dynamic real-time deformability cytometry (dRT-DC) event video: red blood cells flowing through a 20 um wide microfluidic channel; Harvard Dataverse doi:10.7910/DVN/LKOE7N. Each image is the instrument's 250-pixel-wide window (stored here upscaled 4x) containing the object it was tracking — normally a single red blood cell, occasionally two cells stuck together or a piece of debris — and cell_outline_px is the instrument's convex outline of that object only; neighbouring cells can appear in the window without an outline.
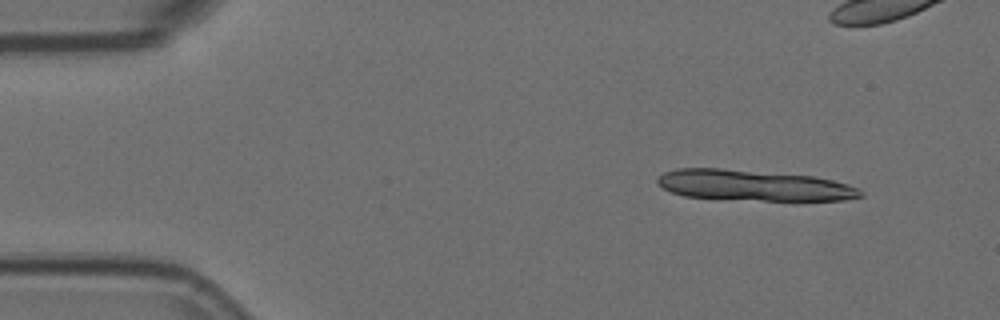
{"species": "Egyptian fruit bat (a non-hibernating species)", "species_latin": "Rousettus aegyptiacus", "temperature_condition": "room temperature", "stored_images_in_passage": 5, "camera_frame_rate_fps": 3000, "um_per_image_px": 0.085, "animal": {"sex": "female"}, "frame": {"image": 1, "passage_image": 1, "time_ms": 0.0, "image_size_px": [1000, 320], "cell_outline_px": [[864, 196], [844, 200], [764, 200], [684, 196], [672, 192], [664, 188], [656, 180], [664, 172], [676, 168], [720, 168], [812, 176], [832, 180], [848, 184], [860, 188], [864, 192]], "centroid_in_image_um": [64.11, 15.75], "position_along_channel_um": 20.9, "area_um2": 36.07}}
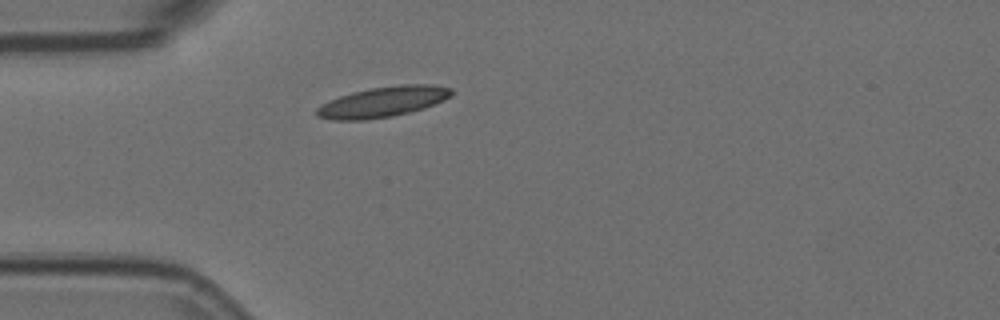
{"frame": {"image": 2, "passage_image": 5, "time_ms": 1.333, "image_size_px": [1000, 320], "cell_outline_px": [[452, 96], [444, 100], [424, 108], [392, 116], [364, 120], [332, 120], [316, 116], [316, 108], [320, 104], [328, 100], [352, 92], [372, 88], [400, 84], [432, 84], [452, 88]], "centroid_in_image_um": [32.53, 8.65], "position_along_channel_um": 52.5, "area_um2": 23.99}}